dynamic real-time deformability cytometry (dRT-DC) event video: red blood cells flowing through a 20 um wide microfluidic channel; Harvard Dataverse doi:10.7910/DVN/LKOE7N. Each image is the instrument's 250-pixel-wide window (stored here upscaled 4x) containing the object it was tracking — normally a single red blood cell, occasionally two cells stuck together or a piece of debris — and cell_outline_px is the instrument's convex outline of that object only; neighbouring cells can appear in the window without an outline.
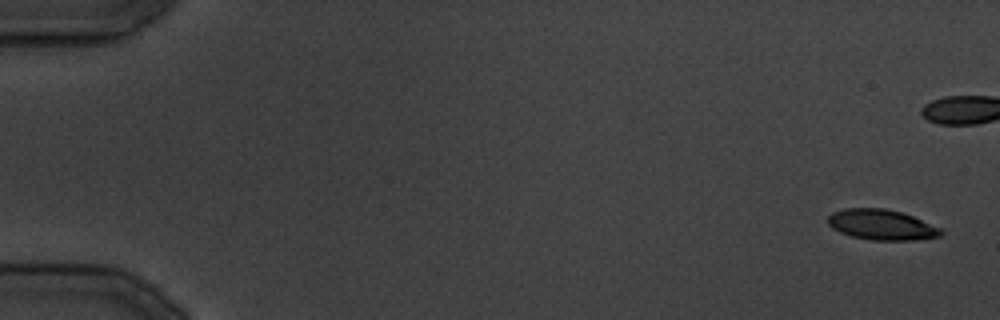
{"species": "common noctule bat (a hibernating species)", "species_latin": "Nyctalus noctula", "temperature_condition": "cold", "stored_images_in_passage": 21, "camera_frame_rate_fps": 3000, "um_per_image_px": 0.085, "animal": {"sex": "male", "body_mass_g": 19.5, "forearm_length_mm": 54.6}, "frame": {"image": 1, "passage_image": 1, "time_ms": 0.0, "image_size_px": [1000, 320], "cell_outline_px": [[944, 232], [940, 236], [916, 240], [872, 240], [852, 236], [840, 232], [832, 228], [828, 224], [828, 216], [832, 212], [844, 208], [884, 208], [900, 212], [912, 216], [944, 228]], "centroid_in_image_um": [74.96, 19.1], "position_along_channel_um": 10.0, "area_um2": 20.17}}
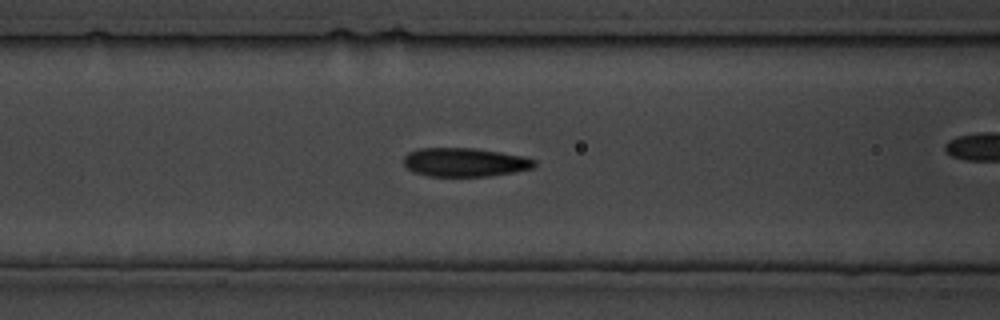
{"frame": {"image": 2, "passage_image": 15, "time_ms": 16.667, "image_size_px": [1000, 320], "cell_outline_px": [[536, 164], [532, 168], [516, 172], [492, 176], [428, 176], [412, 172], [404, 164], [404, 156], [408, 152], [420, 148], [476, 148], [524, 156], [536, 160]], "centroid_in_image_um": [39.52, 13.79], "position_along_channel_um": 127.1, "area_um2": 22.08}}
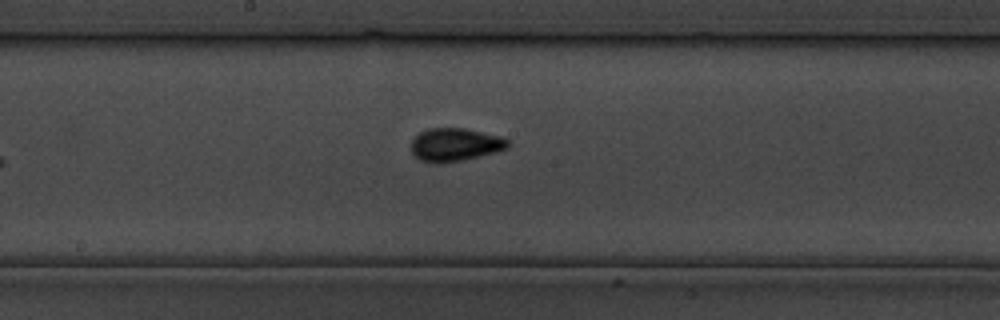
{"frame": {"image": 3, "passage_image": 21, "time_ms": 24.667, "image_size_px": [1000, 320], "cell_outline_px": [[508, 148], [496, 152], [460, 160], [440, 164], [436, 164], [420, 160], [412, 152], [412, 140], [420, 132], [428, 128], [464, 128], [500, 136], [508, 140]], "centroid_in_image_um": [38.67, 12.29], "position_along_channel_um": 209.5, "area_um2": 18.5}}